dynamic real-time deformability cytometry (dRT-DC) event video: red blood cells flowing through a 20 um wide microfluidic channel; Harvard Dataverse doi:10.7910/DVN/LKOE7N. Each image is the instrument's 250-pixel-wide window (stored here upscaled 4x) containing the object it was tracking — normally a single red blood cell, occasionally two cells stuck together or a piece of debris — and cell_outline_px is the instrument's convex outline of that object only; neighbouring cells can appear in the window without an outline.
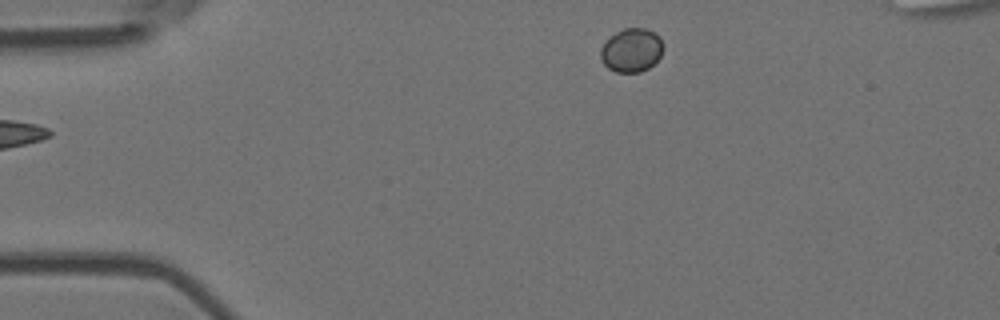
{"species": "Egyptian fruit bat (a non-hibernating species)", "species_latin": "Rousettus aegyptiacus", "temperature_condition": "room temperature", "stored_images_in_passage": 5, "camera_frame_rate_fps": 3000, "um_per_image_px": 0.085, "animal": {"sex": "female"}, "frame": {"image": 1, "passage_image": 5, "time_ms": 1.333, "image_size_px": [1000, 320], "cell_outline_px": [[664, 48], [660, 56], [648, 68], [640, 72], [616, 72], [608, 68], [600, 60], [600, 48], [616, 32], [624, 28], [644, 28], [656, 32], [660, 36], [664, 44]], "centroid_in_image_um": [53.7, 4.26], "position_along_channel_um": 31.3, "area_um2": 16.01}}